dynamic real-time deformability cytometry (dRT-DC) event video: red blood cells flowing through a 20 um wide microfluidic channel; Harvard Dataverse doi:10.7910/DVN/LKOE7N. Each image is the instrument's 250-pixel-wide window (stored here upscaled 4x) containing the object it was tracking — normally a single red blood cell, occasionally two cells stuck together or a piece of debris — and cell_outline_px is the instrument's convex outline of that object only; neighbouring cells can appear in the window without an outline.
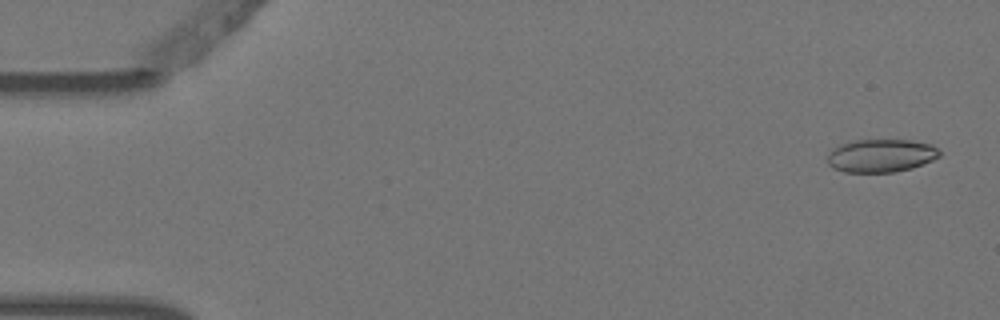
{"species": "Egyptian fruit bat (a non-hibernating species)", "species_latin": "Rousettus aegyptiacus", "temperature_condition": "warm", "stored_images_in_passage": 4, "camera_frame_rate_fps": 3000, "um_per_image_px": 0.085, "animal": {"sex": "female"}, "frame": {"image": 1, "passage_image": 1, "time_ms": 0.0, "image_size_px": [1000, 320], "cell_outline_px": [[940, 156], [932, 160], [912, 168], [896, 172], [844, 172], [832, 168], [828, 164], [828, 156], [832, 148], [840, 144], [852, 140], [912, 140], [932, 144], [940, 152]], "centroid_in_image_um": [74.87, 13.23], "position_along_channel_um": 10.1, "area_um2": 21.73}}